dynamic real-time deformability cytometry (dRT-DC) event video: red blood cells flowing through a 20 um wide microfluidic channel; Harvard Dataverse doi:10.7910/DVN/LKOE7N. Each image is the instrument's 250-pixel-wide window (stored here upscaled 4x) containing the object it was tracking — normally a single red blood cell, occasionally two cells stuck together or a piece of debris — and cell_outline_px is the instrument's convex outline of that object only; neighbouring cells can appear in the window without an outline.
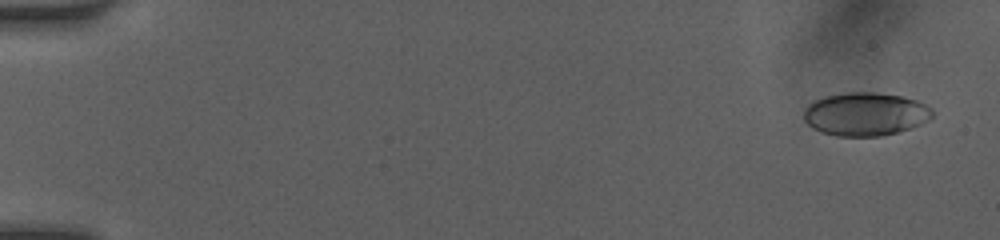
{"species": "human", "species_latin": "Homo sapiens", "temperature_condition": "room temperature", "stored_images_in_passage": 51, "camera_frame_rate_fps": 3000, "um_per_image_px": 0.085, "donor": {"sex": "female"}, "frame": {"image": 1, "passage_image": 3, "time_ms": 0.667, "image_size_px": [1000, 240], "cell_outline_px": [[936, 112], [928, 120], [912, 128], [880, 136], [836, 136], [820, 132], [812, 128], [804, 120], [804, 108], [808, 104], [816, 100], [828, 96], [848, 92], [876, 92], [900, 96], [916, 100], [932, 108]], "centroid_in_image_um": [73.56, 9.7], "position_along_channel_um": 11.4, "area_um2": 32.48}}
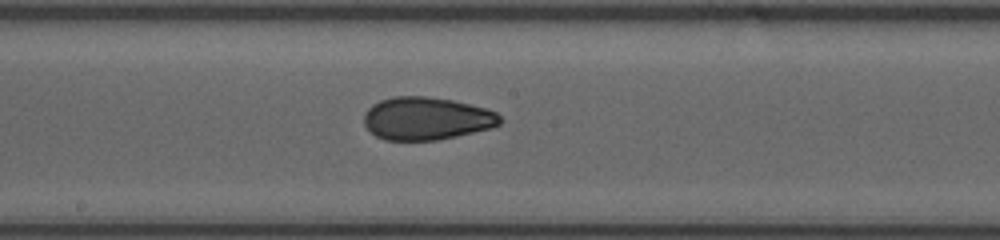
{"frame": {"image": 2, "passage_image": 29, "time_ms": 9.333, "image_size_px": [1000, 240], "cell_outline_px": [[504, 120], [500, 124], [492, 128], [456, 136], [436, 140], [384, 140], [376, 136], [364, 124], [364, 112], [372, 104], [380, 100], [392, 96], [424, 96], [452, 100], [484, 108], [496, 112]], "centroid_in_image_um": [36.24, 10.07], "position_along_channel_um": 212.0, "area_um2": 33.99}}
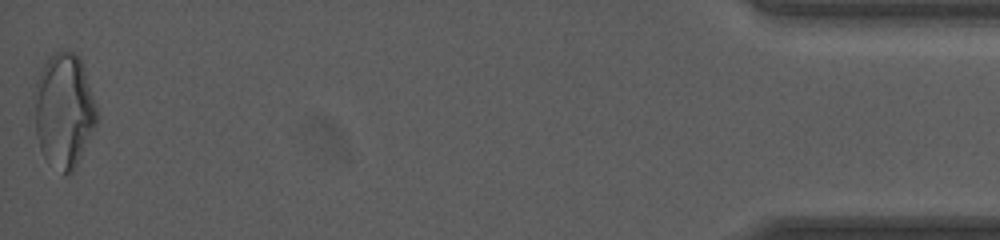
{"frame": {"image": 3, "passage_image": 51, "time_ms": 16.667, "image_size_px": [1000, 240], "cell_outline_px": [[96, 124], [72, 172], [64, 172], [44, 156], [40, 148], [36, 136], [36, 80], [48, 56], [60, 48], [68, 48], [80, 56], [96, 108]], "centroid_in_image_um": [5.43, 9.28], "position_along_channel_um": 429.8, "area_um2": 40.63}, "authors_computed_cell_mechanics": {"area_um2": 33.9286, "velocity_mm_per_s": 4.145, "shape_relaxation_time_tau1_ms": 7.8461, "shape_relaxation_time_tau2_ms": 1.3174, "deformation_change_tau1": 0.2054, "deformation_change_tau2": 0.0665}}